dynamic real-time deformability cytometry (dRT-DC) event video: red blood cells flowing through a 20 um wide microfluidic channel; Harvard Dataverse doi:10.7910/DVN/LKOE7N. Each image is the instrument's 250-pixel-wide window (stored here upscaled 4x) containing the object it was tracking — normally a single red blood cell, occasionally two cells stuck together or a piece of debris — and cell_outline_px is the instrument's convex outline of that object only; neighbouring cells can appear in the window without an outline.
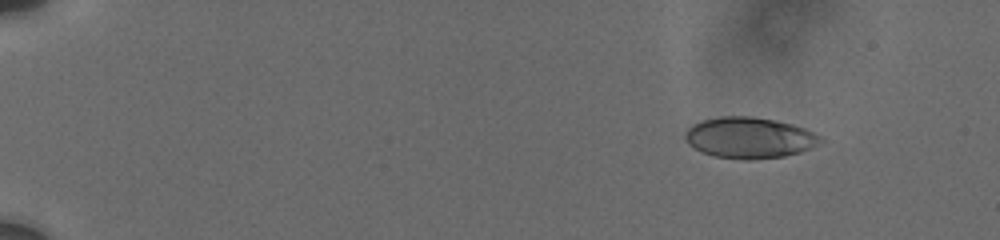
{"species": "human", "species_latin": "Homo sapiens", "temperature_condition": "cold", "stored_images_in_passage": 44, "camera_frame_rate_fps": 3000, "um_per_image_px": 0.085, "donor": {"sex": "male"}, "frame": {"image": 1, "passage_image": 1, "time_ms": 0.0, "image_size_px": [1000, 240], "cell_outline_px": [[824, 140], [820, 144], [812, 148], [800, 152], [784, 156], [752, 160], [744, 160], [712, 156], [700, 152], [688, 144], [684, 136], [684, 132], [692, 124], [700, 120], [720, 116], [752, 116], [792, 124], [804, 128], [824, 136]], "centroid_in_image_um": [63.7, 11.71], "position_along_channel_um": 21.3, "area_um2": 32.89}}
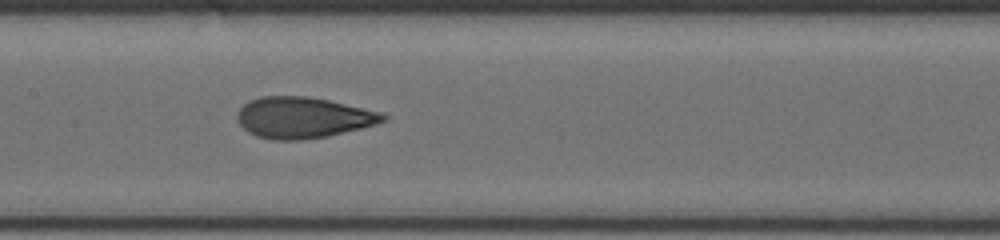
{"frame": {"image": 2, "passage_image": 19, "time_ms": 8.0, "image_size_px": [1000, 240], "cell_outline_px": [[388, 120], [376, 124], [328, 136], [304, 140], [272, 140], [256, 136], [248, 132], [236, 120], [236, 112], [248, 100], [260, 96], [308, 96], [328, 100], [380, 112], [388, 116]], "centroid_in_image_um": [25.71, 10.0], "position_along_channel_um": 181.7, "area_um2": 35.03}}
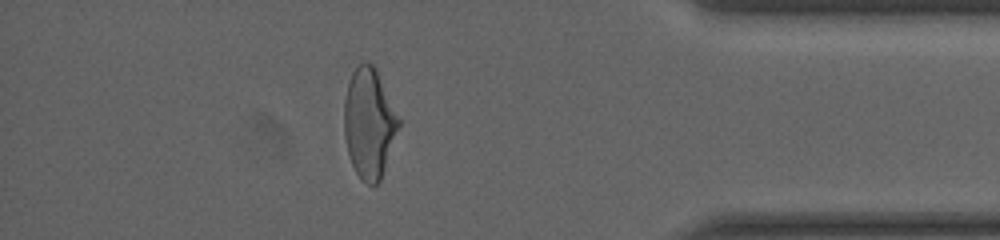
{"frame": {"image": 3, "passage_image": 38, "time_ms": 14.667, "image_size_px": [1000, 240], "cell_outline_px": [[400, 124], [380, 180], [376, 184], [368, 184], [356, 172], [352, 164], [348, 152], [344, 136], [344, 100], [348, 80], [352, 72], [360, 64], [372, 64], [376, 68], [400, 120]], "centroid_in_image_um": [31.36, 10.45], "position_along_channel_um": 403.8, "area_um2": 34.39}, "authors_computed_cell_mechanics": {"area_um2": 34.5644, "velocity_mm_per_s": 3.7218, "shape_relaxation_time_tau1_ms": 5.2817, "shape_relaxation_time_tau2_ms": 1.1537, "deformation_change_tau1": 0.1783, "deformation_change_tau2": 0.0733}}